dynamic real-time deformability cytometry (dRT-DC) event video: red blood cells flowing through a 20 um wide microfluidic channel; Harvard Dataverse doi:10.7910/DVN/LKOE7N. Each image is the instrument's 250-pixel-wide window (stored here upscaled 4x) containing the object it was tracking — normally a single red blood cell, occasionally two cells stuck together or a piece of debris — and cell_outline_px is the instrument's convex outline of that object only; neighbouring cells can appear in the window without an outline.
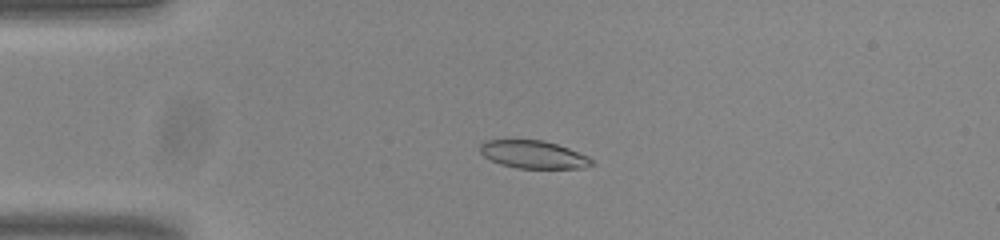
{"species": "common noctule bat (a hibernating species)", "species_latin": "Nyctalus noctula", "temperature_condition": "room temperature", "stored_images_in_passage": 54, "camera_frame_rate_fps": 3000, "um_per_image_px": 0.085, "animal": {"sex": "male", "body_mass_g": 20.0, "forearm_length_mm": 53.3}, "frame": {"image": 1, "passage_image": 13, "time_ms": 4.0, "image_size_px": [1000, 240], "cell_outline_px": [[596, 164], [584, 168], [516, 168], [500, 164], [484, 156], [480, 152], [480, 144], [484, 140], [544, 140], [568, 148], [588, 156]], "centroid_in_image_um": [45.35, 13.14], "position_along_channel_um": 39.7, "area_um2": 18.09}}
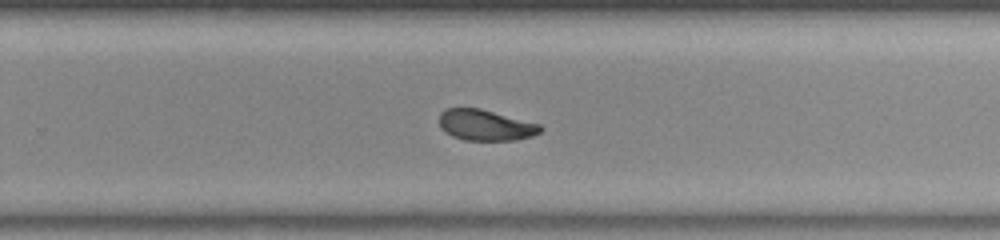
{"frame": {"image": 2, "passage_image": 35, "time_ms": 11.333, "image_size_px": [1000, 240], "cell_outline_px": [[544, 128], [540, 132], [532, 136], [516, 140], [464, 140], [452, 136], [444, 132], [440, 128], [440, 112], [448, 108], [480, 108], [540, 124]], "centroid_in_image_um": [41.27, 10.64], "position_along_channel_um": 288.5, "area_um2": 18.26}}
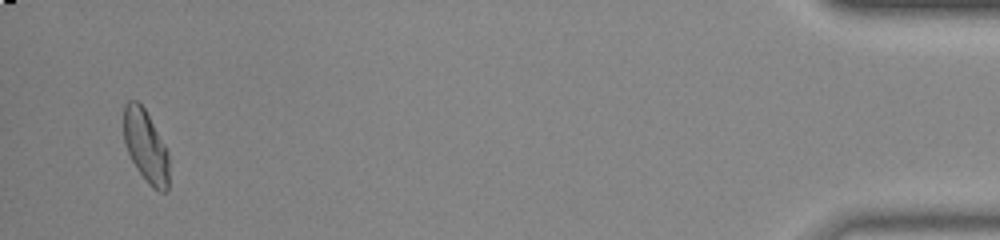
{"frame": {"image": 3, "passage_image": 52, "time_ms": 17.0, "image_size_px": [1000, 240], "cell_outline_px": [[168, 188], [164, 192], [160, 192], [152, 188], [148, 184], [136, 168], [124, 144], [124, 104], [128, 100], [136, 100], [144, 108], [168, 152]], "centroid_in_image_um": [12.37, 12.44], "position_along_channel_um": 422.8, "area_um2": 18.9}, "authors_computed_cell_mechanics": {"area_um2": 18.9006, "velocity_mm_per_s": 3.8125, "shape_relaxation_time_tau1_ms": 4.0375, "shape_relaxation_time_tau2_ms": 1.4971, "deformation_change_tau1": 0.149, "deformation_change_tau2": 0.0754}}